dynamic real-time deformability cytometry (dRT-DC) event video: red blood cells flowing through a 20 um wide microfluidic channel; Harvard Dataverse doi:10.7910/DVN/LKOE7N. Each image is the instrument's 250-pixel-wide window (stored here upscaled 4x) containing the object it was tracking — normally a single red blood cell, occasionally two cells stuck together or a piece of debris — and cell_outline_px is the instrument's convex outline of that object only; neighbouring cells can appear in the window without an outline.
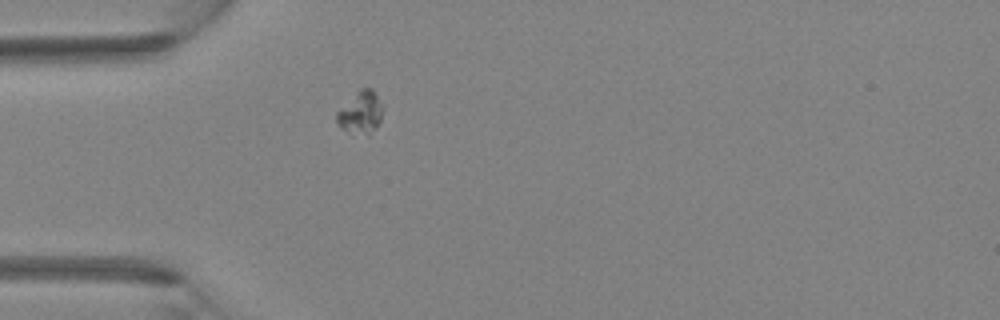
{"species": "Egyptian fruit bat (a non-hibernating species)", "species_latin": "Rousettus aegyptiacus", "temperature_condition": "room temperature", "stored_images_in_passage": 1, "camera_frame_rate_fps": 3000, "um_per_image_px": 0.085, "animal": {"sex": "female"}, "frame": {"image": 1, "passage_image": 1, "time_ms": 0.0, "image_size_px": [1000, 320], "cell_outline_px": [[384, 108], [380, 120], [376, 128], [368, 136], [340, 128], [336, 124], [336, 112], [360, 88], [372, 88]], "centroid_in_image_um": [30.66, 9.57], "position_along_channel_um": 54.3, "area_um2": 11.39}}